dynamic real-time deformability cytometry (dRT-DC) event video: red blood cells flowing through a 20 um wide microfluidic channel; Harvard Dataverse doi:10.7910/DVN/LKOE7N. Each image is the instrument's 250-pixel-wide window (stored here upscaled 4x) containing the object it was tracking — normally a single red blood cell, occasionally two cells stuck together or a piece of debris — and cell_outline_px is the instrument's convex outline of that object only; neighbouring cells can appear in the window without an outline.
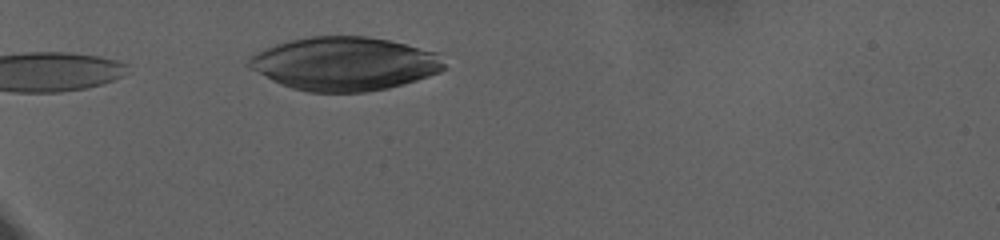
{"species": "human", "species_latin": "Homo sapiens", "temperature_condition": "warm", "stored_images_in_passage": 31, "camera_frame_rate_fps": 3000, "um_per_image_px": 0.085, "donor": {"sex": "female"}, "frame": {"image": 1, "passage_image": 1, "time_ms": 0.0, "image_size_px": [1000, 240], "cell_outline_px": [[444, 68], [440, 72], [404, 84], [388, 88], [364, 92], [308, 92], [292, 88], [280, 84], [272, 80], [252, 68], [248, 64], [248, 60], [256, 52], [264, 48], [288, 40], [312, 36], [368, 36], [388, 40], [440, 52], [444, 64]], "centroid_in_image_um": [29.32, 5.41], "position_along_channel_um": 55.7, "area_um2": 60.92}}